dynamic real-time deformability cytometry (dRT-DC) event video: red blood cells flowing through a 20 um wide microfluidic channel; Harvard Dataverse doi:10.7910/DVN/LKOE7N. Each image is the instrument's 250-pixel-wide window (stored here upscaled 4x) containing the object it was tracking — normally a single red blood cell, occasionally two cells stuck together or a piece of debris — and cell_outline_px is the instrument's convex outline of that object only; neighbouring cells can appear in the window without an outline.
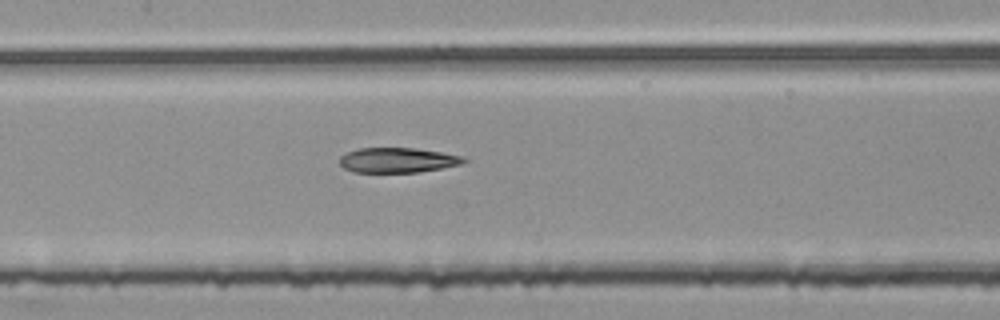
{"species": "common noctule bat (a hibernating species)", "species_latin": "Nyctalus noctula", "temperature_condition": "room temperature", "stored_images_in_passage": 53, "segment_of_instrument_passage": [2, 2], "camera_frame_rate_fps": 3000, "um_per_image_px": 0.085, "animal": {"sex": "female", "body_mass_g": 25.1}, "frame": {"image": 1, "passage_image": 25, "time_ms": 8.0, "image_size_px": [1000, 320], "cell_outline_px": [[468, 160], [464, 164], [416, 172], [352, 172], [344, 168], [340, 164], [340, 156], [348, 152], [360, 148], [416, 148], [440, 152], [460, 156]], "centroid_in_image_um": [33.79, 13.61], "position_along_channel_um": 173.6, "area_um2": 17.92}}
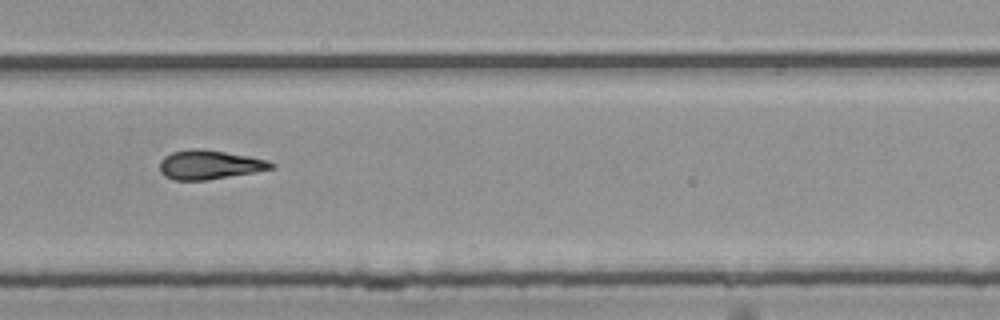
{"frame": {"image": 2, "passage_image": 36, "time_ms": 11.667, "image_size_px": [1000, 320], "cell_outline_px": [[276, 168], [204, 180], [176, 180], [164, 176], [160, 172], [160, 160], [164, 156], [172, 152], [188, 148], [204, 148], [248, 156], [268, 160], [276, 164]], "centroid_in_image_um": [17.78, 13.98], "position_along_channel_um": 312.0, "area_um2": 18.96}}
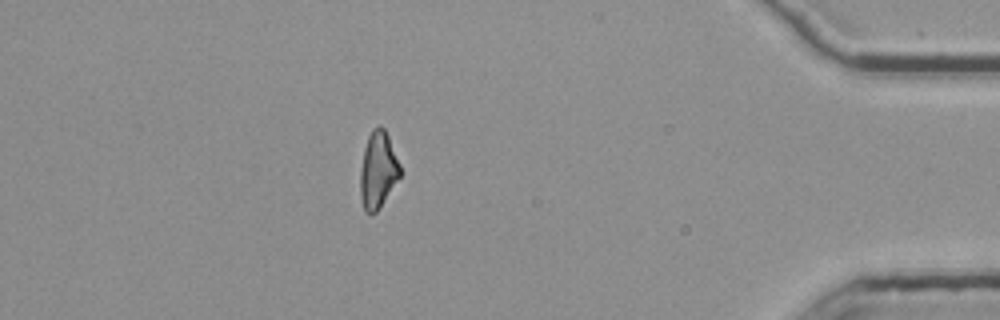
{"frame": {"image": 3, "passage_image": 47, "time_ms": 15.333, "image_size_px": [1000, 320], "cell_outline_px": [[400, 176], [376, 212], [372, 216], [364, 212], [360, 196], [360, 172], [364, 148], [368, 136], [372, 128], [380, 124], [384, 128], [388, 136], [400, 164]], "centroid_in_image_um": [32.1, 14.45], "position_along_channel_um": 403.1, "area_um2": 17.8}}